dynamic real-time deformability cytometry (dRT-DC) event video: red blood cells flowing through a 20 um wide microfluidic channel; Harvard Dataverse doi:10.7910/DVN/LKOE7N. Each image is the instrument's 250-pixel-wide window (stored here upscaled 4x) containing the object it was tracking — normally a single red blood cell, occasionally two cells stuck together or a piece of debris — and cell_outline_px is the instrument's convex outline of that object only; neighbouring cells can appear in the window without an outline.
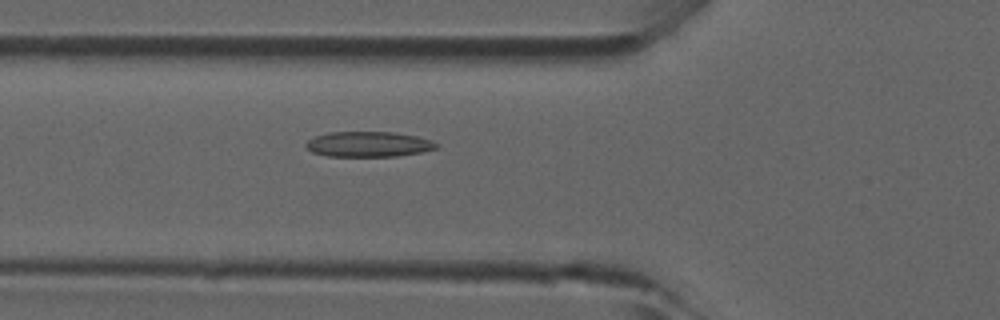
{"species": "common noctule bat (a hibernating species)", "species_latin": "Nyctalus noctula", "temperature_condition": "room temperature", "stored_images_in_passage": 44, "camera_frame_rate_fps": 3000, "um_per_image_px": 0.085, "animal": {"sex": "male", "forearm_length_mm": 52.5}, "frame": {"image": 1, "passage_image": 13, "time_ms": 4.0, "image_size_px": [1000, 320], "cell_outline_px": [[440, 144], [436, 148], [420, 152], [396, 156], [328, 156], [312, 152], [304, 144], [308, 140], [316, 136], [332, 132], [392, 132], [416, 136], [432, 140]], "centroid_in_image_um": [31.33, 12.26], "position_along_channel_um": 94.5, "area_um2": 19.07}}